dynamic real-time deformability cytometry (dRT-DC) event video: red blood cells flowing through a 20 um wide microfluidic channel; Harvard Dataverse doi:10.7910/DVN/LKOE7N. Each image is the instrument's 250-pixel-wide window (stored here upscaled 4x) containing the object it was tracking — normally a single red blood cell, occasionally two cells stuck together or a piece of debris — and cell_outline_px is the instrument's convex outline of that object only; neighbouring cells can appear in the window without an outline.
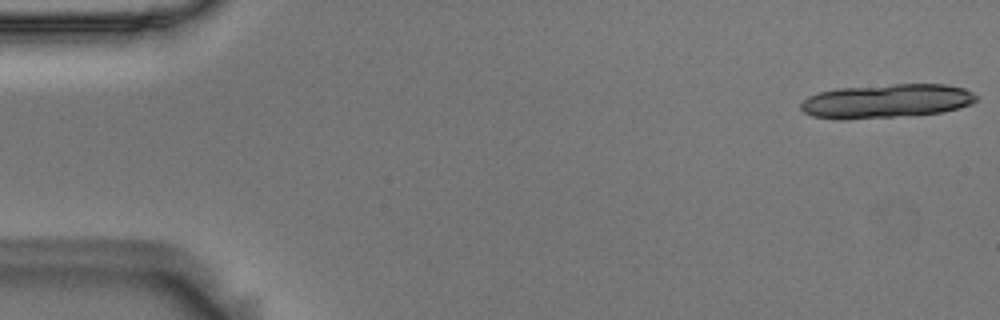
{"species": "Egyptian fruit bat (a non-hibernating species)", "species_latin": "Rousettus aegyptiacus", "temperature_condition": "room temperature", "stored_images_in_passage": 12, "camera_frame_rate_fps": 3000, "um_per_image_px": 0.085, "animal": {"sex": "male"}, "frame": {"image": 1, "passage_image": 1, "time_ms": 0.0, "image_size_px": [1000, 320], "cell_outline_px": [[980, 96], [972, 104], [960, 108], [944, 112], [908, 116], [844, 120], [836, 120], [812, 116], [804, 112], [800, 108], [800, 104], [808, 96], [820, 92], [840, 88], [892, 84], [944, 84], [964, 88]], "centroid_in_image_um": [75.37, 8.6], "position_along_channel_um": 9.6, "area_um2": 35.2}}